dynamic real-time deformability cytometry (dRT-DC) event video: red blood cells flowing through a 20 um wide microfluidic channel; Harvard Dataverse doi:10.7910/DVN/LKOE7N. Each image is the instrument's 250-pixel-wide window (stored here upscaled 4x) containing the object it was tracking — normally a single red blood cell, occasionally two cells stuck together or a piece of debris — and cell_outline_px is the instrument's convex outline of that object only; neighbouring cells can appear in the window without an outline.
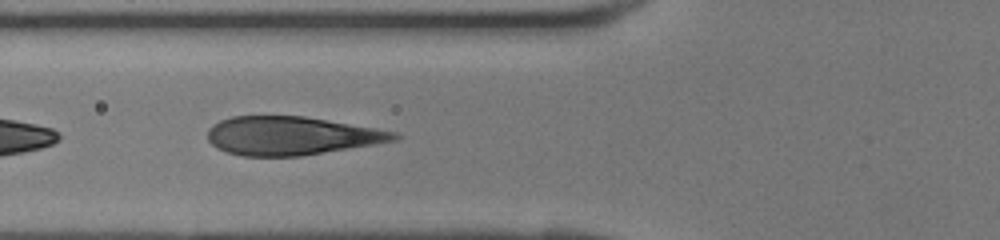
{"species": "human", "species_latin": "Homo sapiens", "temperature_condition": "room temperature", "stored_images_in_passage": 19, "camera_frame_rate_fps": 3000, "um_per_image_px": 0.085, "donor": {"sex": "female"}, "frame": {"image": 1, "passage_image": 16, "time_ms": 5.0, "image_size_px": [1000, 240], "cell_outline_px": [[400, 136], [396, 140], [376, 144], [300, 156], [240, 156], [216, 148], [208, 140], [208, 128], [212, 124], [220, 120], [232, 116], [304, 116], [396, 132]], "centroid_in_image_um": [24.71, 11.54], "position_along_channel_um": 101.1, "area_um2": 41.62}}